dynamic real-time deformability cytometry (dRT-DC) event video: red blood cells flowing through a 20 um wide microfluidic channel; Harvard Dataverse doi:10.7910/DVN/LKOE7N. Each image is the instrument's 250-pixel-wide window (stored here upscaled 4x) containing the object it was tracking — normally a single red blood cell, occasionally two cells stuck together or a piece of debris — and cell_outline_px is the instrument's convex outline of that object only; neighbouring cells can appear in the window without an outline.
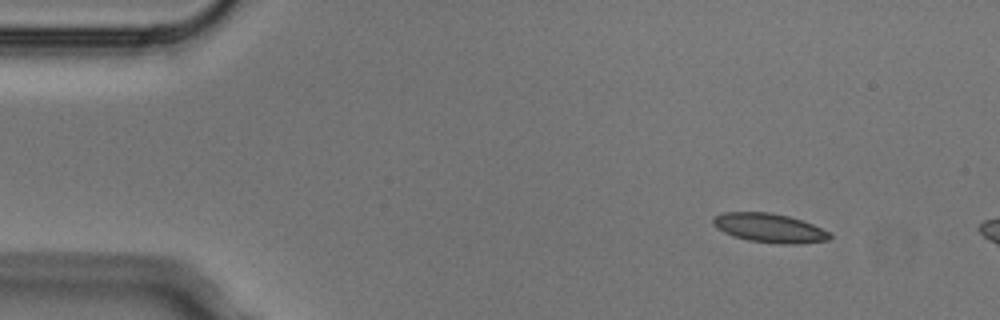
{"species": "Egyptian fruit bat (a non-hibernating species)", "species_latin": "Rousettus aegyptiacus", "temperature_condition": "cold", "stored_images_in_passage": 4, "camera_frame_rate_fps": 3000, "um_per_image_px": 0.085, "animal": {"sex": "male"}, "frame": {"image": 1, "passage_image": 2, "time_ms": 0.333, "image_size_px": [1000, 320], "cell_outline_px": [[832, 236], [828, 240], [796, 244], [780, 244], [748, 240], [732, 236], [716, 228], [712, 224], [712, 220], [716, 216], [724, 212], [772, 212], [788, 216], [812, 224], [828, 232]], "centroid_in_image_um": [65.37, 19.38], "position_along_channel_um": 19.6, "area_um2": 19.65}}
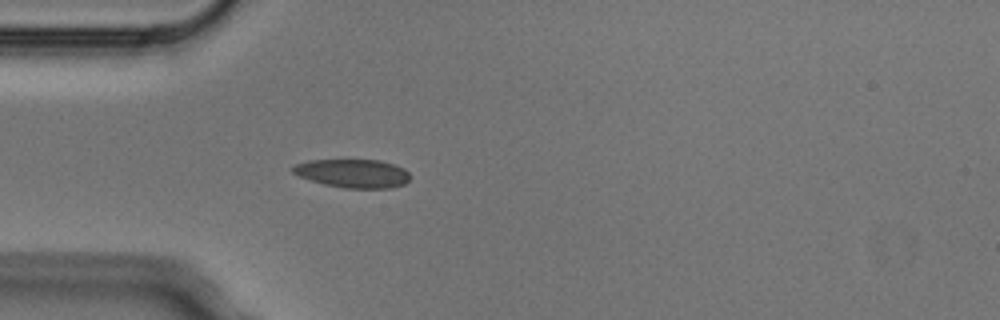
{"frame": {"image": 2, "passage_image": 4, "time_ms": 1.0, "image_size_px": [1000, 320], "cell_outline_px": [[408, 180], [404, 184], [392, 188], [344, 188], [324, 184], [300, 176], [292, 172], [292, 168], [296, 164], [308, 160], [380, 160], [404, 168], [408, 172]], "centroid_in_image_um": [30.0, 14.74], "position_along_channel_um": 55.0, "area_um2": 19.31}}